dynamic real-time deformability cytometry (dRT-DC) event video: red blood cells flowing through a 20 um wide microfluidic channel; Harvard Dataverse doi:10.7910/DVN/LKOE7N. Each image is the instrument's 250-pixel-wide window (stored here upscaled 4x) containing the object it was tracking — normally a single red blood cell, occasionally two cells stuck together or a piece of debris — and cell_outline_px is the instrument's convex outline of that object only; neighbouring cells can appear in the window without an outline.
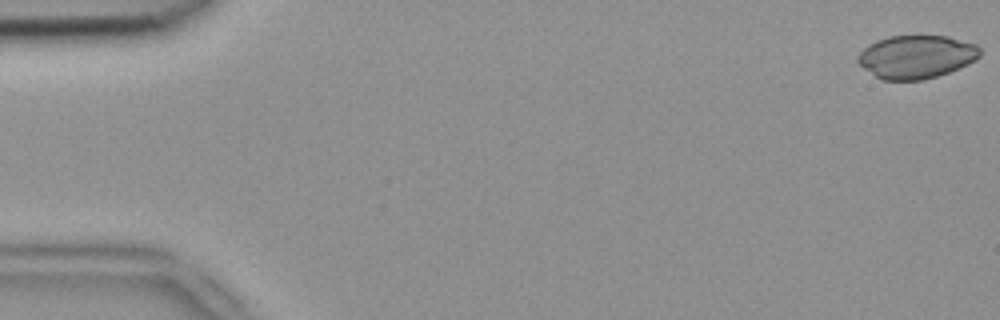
{"species": "common noctule bat (a hibernating species)", "species_latin": "Nyctalus noctula", "temperature_condition": "room temperature", "stored_images_in_passage": 52, "camera_frame_rate_fps": 3000, "um_per_image_px": 0.085, "animal": {"sex": "female", "body_mass_g": 18.4}, "frame": {"image": 1, "passage_image": 1, "time_ms": 0.0, "image_size_px": [1000, 320], "cell_outline_px": [[980, 56], [968, 64], [948, 72], [936, 76], [920, 80], [884, 80], [876, 76], [864, 68], [856, 60], [856, 56], [868, 44], [876, 40], [888, 36], [948, 36], [976, 44], [980, 48]], "centroid_in_image_um": [77.87, 4.81], "position_along_channel_um": 7.1, "area_um2": 30.63}}
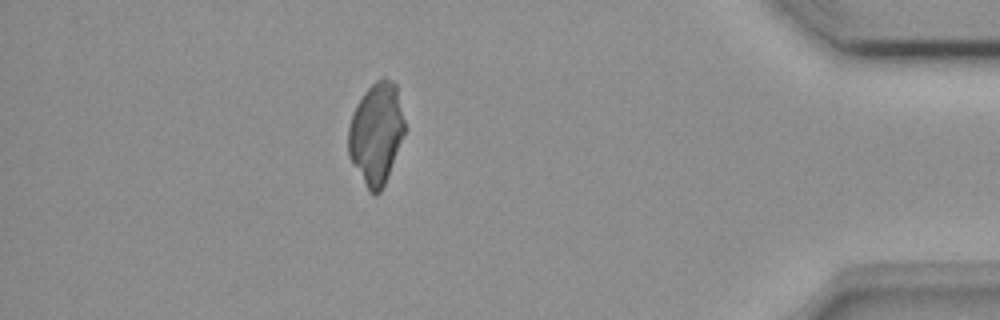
{"frame": {"image": 2, "passage_image": 46, "time_ms": 15.0, "image_size_px": [1000, 320], "cell_outline_px": [[404, 132], [384, 184], [380, 192], [376, 196], [368, 188], [352, 164], [348, 156], [348, 128], [352, 112], [356, 104], [364, 92], [380, 76], [384, 76], [392, 80], [396, 84], [404, 120]], "centroid_in_image_um": [31.95, 11.28], "position_along_channel_um": 403.3, "area_um2": 33.0}}